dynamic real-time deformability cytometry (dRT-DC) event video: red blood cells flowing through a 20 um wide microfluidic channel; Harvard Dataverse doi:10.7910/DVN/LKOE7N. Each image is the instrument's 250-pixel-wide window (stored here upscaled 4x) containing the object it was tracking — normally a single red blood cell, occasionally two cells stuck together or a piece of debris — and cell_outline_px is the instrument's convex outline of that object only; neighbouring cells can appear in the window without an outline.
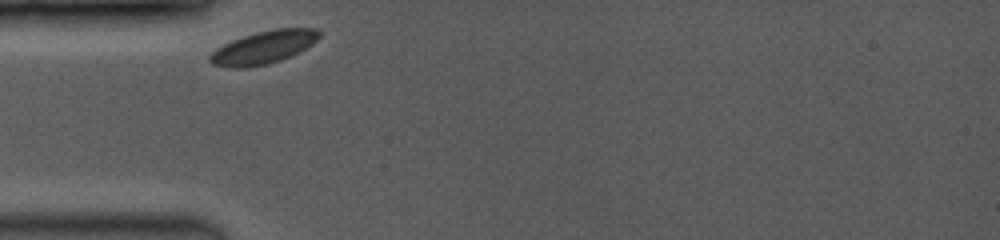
{"species": "common noctule bat (a hibernating species)", "species_latin": "Nyctalus noctula", "temperature_condition": "room temperature", "stored_images_in_passage": 23, "camera_frame_rate_fps": 3500, "um_per_image_px": 0.085, "animal": {"sex": "female", "body_mass_g": 19.0, "forearm_length_mm": 53.3}, "frame": {"image": 1, "passage_image": 1, "time_ms": 0.0, "image_size_px": [1000, 240], "cell_outline_px": [[320, 36], [312, 44], [280, 60], [268, 64], [248, 68], [228, 68], [212, 64], [208, 60], [208, 56], [216, 48], [232, 40], [256, 32], [276, 28], [316, 28], [320, 32]], "centroid_in_image_um": [22.35, 4.03], "position_along_channel_um": 62.6, "area_um2": 20.87}}
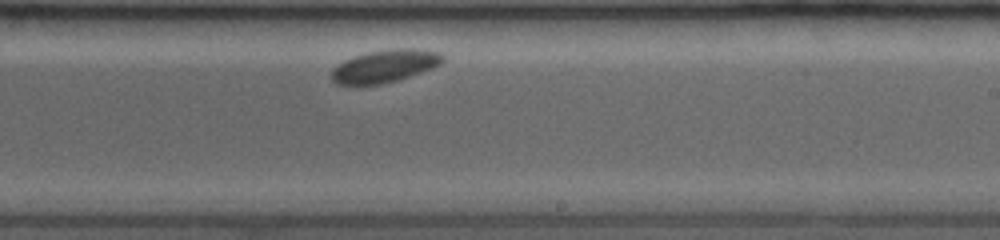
{"frame": {"image": 2, "passage_image": 14, "time_ms": 5.429, "image_size_px": [1000, 240], "cell_outline_px": [[444, 60], [440, 64], [432, 68], [396, 80], [380, 84], [336, 84], [332, 80], [332, 68], [336, 64], [352, 56], [368, 52], [396, 48], [416, 48], [436, 52], [444, 56]], "centroid_in_image_um": [32.68, 5.6], "position_along_channel_um": 256.3, "area_um2": 20.92}}
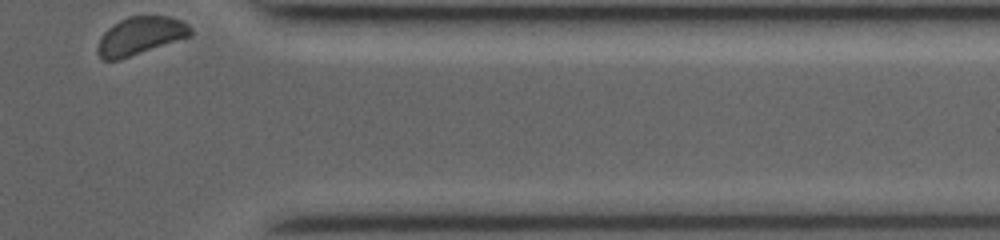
{"frame": {"image": 3, "passage_image": 23, "time_ms": 9.429, "image_size_px": [1000, 240], "cell_outline_px": [[192, 36], [120, 60], [100, 60], [96, 52], [96, 48], [100, 36], [112, 24], [128, 16], [168, 16], [180, 20], [188, 24], [192, 28]], "centroid_in_image_um": [11.9, 3.06], "position_along_channel_um": 399.5, "area_um2": 20.92}}